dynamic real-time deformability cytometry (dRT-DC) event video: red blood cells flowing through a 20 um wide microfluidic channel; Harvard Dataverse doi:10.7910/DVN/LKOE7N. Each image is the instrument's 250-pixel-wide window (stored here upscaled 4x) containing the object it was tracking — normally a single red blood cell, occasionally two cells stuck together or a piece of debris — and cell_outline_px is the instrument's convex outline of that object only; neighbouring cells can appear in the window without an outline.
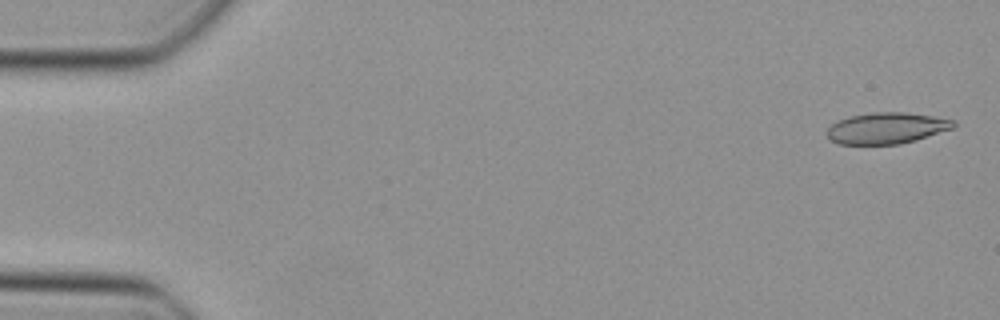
{"species": "Egyptian fruit bat (a non-hibernating species)", "species_latin": "Rousettus aegyptiacus", "temperature_condition": "cold", "stored_images_in_passage": 48, "camera_frame_rate_fps": 3000, "um_per_image_px": 0.085, "animal": {"sex": "female"}, "frame": {"image": 1, "passage_image": 2, "time_ms": 0.333, "image_size_px": [1000, 320], "cell_outline_px": [[956, 124], [952, 128], [916, 140], [900, 144], [840, 144], [832, 140], [828, 136], [828, 128], [832, 124], [848, 116], [872, 112], [904, 112], [932, 116], [956, 120]], "centroid_in_image_um": [75.38, 10.88], "position_along_channel_um": 9.6, "area_um2": 22.83}}
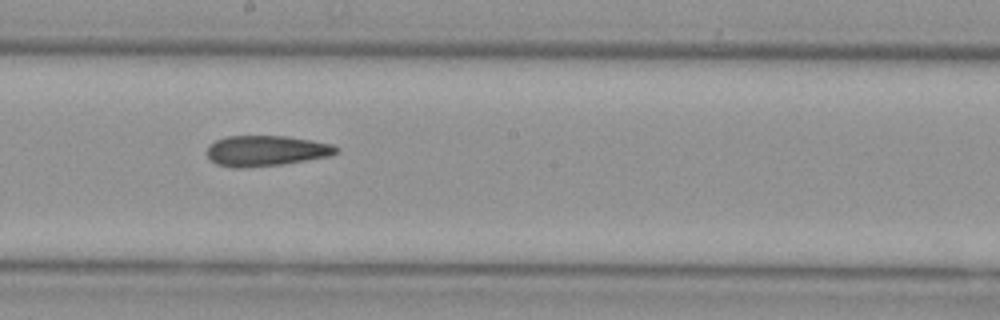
{"frame": {"image": 2, "passage_image": 27, "time_ms": 8.667, "image_size_px": [1000, 320], "cell_outline_px": [[340, 152], [332, 156], [284, 164], [244, 168], [232, 168], [216, 164], [208, 156], [208, 144], [216, 140], [228, 136], [288, 136], [312, 140], [332, 144], [340, 148]], "centroid_in_image_um": [22.67, 12.82], "position_along_channel_um": 225.5, "area_um2": 23.35}}
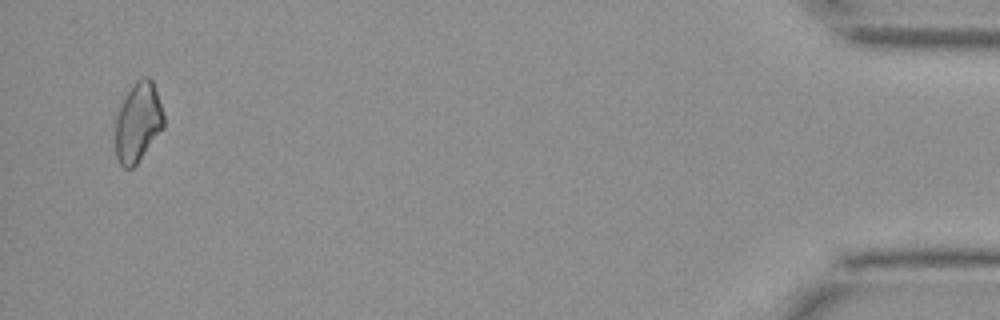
{"frame": {"image": 3, "passage_image": 47, "time_ms": 15.333, "image_size_px": [1000, 320], "cell_outline_px": [[164, 128], [136, 164], [132, 168], [124, 168], [120, 164], [116, 156], [116, 116], [124, 96], [136, 80], [144, 76], [148, 76], [152, 80], [164, 116]], "centroid_in_image_um": [11.73, 10.38], "position_along_channel_um": 423.5, "area_um2": 22.25}}